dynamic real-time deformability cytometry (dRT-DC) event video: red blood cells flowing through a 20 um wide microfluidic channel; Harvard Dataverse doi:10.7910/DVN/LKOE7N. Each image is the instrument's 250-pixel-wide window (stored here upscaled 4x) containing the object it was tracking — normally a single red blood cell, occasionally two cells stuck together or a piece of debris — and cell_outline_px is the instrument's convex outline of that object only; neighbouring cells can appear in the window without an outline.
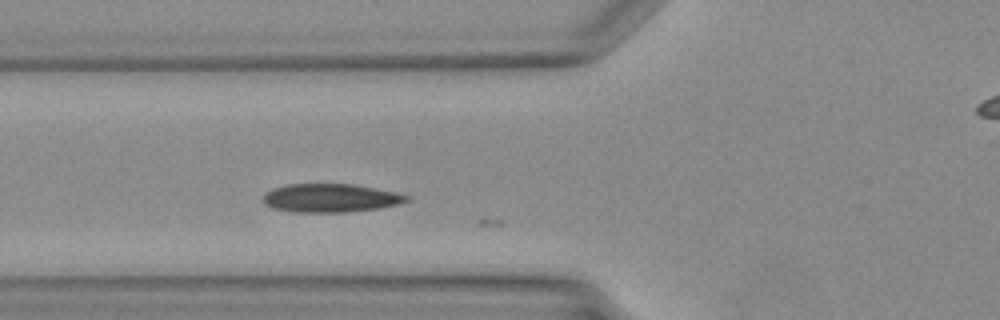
{"species": "Egyptian fruit bat (a non-hibernating species)", "species_latin": "Rousettus aegyptiacus", "temperature_condition": "warm", "stored_images_in_passage": 8, "camera_frame_rate_fps": 3000, "um_per_image_px": 0.085, "animal": {"sex": "female"}, "frame": {"image": 1, "passage_image": 7, "time_ms": 2.0, "image_size_px": [1000, 320], "cell_outline_px": [[412, 196], [408, 200], [400, 204], [380, 208], [344, 212], [292, 212], [272, 208], [264, 204], [260, 200], [272, 188], [288, 184], [352, 184], [396, 192]], "centroid_in_image_um": [28.09, 16.83], "position_along_channel_um": 97.7, "area_um2": 23.93}}